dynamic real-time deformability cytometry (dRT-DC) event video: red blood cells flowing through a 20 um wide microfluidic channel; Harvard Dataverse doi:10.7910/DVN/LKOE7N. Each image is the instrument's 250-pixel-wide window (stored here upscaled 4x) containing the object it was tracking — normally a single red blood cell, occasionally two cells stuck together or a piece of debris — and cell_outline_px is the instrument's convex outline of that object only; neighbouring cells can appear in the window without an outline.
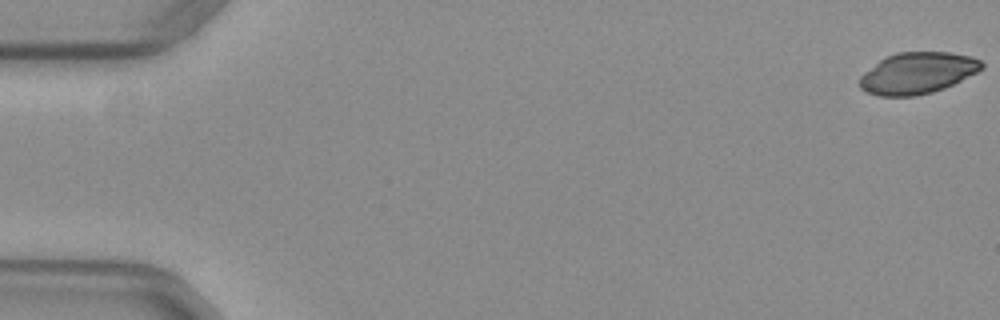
{"species": "common noctule bat (a hibernating species)", "species_latin": "Nyctalus noctula", "temperature_condition": "warm", "stored_images_in_passage": 5, "camera_frame_rate_fps": 3000, "um_per_image_px": 0.085, "animal": {"sex": "female", "body_mass_g": 29.2, "forearm_length_mm": 56.3}, "frame": {"image": 1, "passage_image": 1, "time_ms": 0.0, "image_size_px": [1000, 320], "cell_outline_px": [[984, 68], [944, 88], [932, 92], [916, 96], [880, 96], [868, 92], [860, 88], [860, 76], [864, 72], [884, 56], [896, 52], [952, 52], [972, 56], [980, 60], [984, 64]], "centroid_in_image_um": [77.98, 6.19], "position_along_channel_um": 7.0, "area_um2": 29.48}}